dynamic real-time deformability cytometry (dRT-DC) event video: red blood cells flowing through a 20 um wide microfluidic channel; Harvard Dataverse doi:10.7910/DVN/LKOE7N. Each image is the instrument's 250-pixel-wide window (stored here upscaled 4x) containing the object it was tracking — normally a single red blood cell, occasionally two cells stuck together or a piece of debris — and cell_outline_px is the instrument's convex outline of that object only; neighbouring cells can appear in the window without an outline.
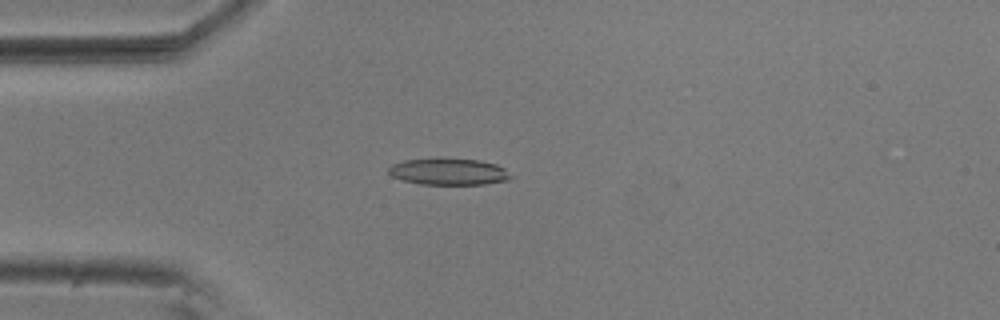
{"species": "common noctule bat (a hibernating species)", "species_latin": "Nyctalus noctula", "temperature_condition": "room temperature", "stored_images_in_passage": 53, "camera_frame_rate_fps": 3000, "um_per_image_px": 0.085, "animal": {"sex": "male", "body_mass_g": 20.5, "forearm_length_mm": 52.5}, "frame": {"image": 1, "passage_image": 13, "time_ms": 4.0, "image_size_px": [1000, 320], "cell_outline_px": [[512, 176], [508, 180], [484, 184], [420, 184], [404, 180], [392, 176], [388, 172], [388, 168], [392, 164], [404, 160], [444, 156], [480, 160], [496, 164], [504, 168]], "centroid_in_image_um": [38.12, 14.55], "position_along_channel_um": 46.9, "area_um2": 19.42}}
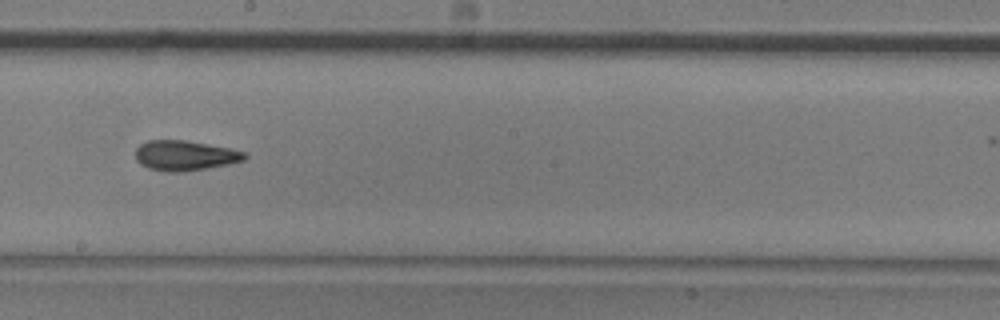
{"frame": {"image": 2, "passage_image": 29, "time_ms": 9.333, "image_size_px": [1000, 320], "cell_outline_px": [[248, 156], [244, 160], [228, 164], [184, 172], [164, 172], [148, 168], [140, 164], [136, 160], [136, 148], [140, 144], [148, 140], [184, 140], [232, 148], [248, 152]], "centroid_in_image_um": [15.73, 13.22], "position_along_channel_um": 232.5, "area_um2": 19.36}}
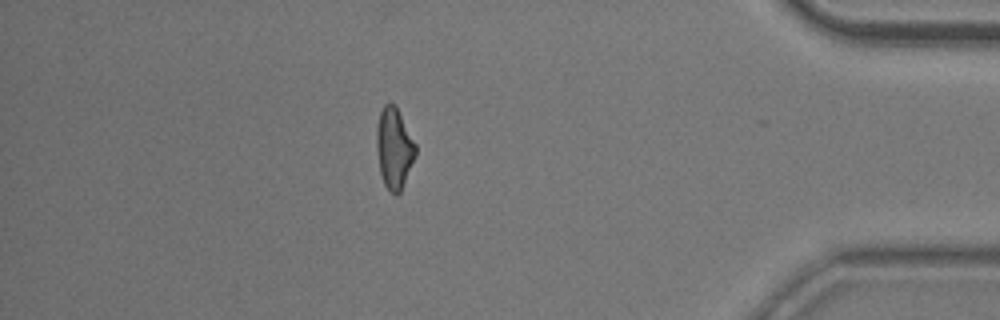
{"frame": {"image": 3, "passage_image": 46, "time_ms": 15.0, "image_size_px": [1000, 320], "cell_outline_px": [[416, 156], [400, 192], [396, 196], [384, 184], [380, 172], [376, 148], [376, 128], [380, 112], [384, 104], [396, 104], [416, 144]], "centroid_in_image_um": [33.5, 12.57], "position_along_channel_um": 401.7, "area_um2": 18.44}, "authors_computed_cell_mechanics": {"area_um2": 18.785, "velocity_mm_per_s": 3.7186, "shape_relaxation_time_tau1_ms": 5.1397, "shape_relaxation_time_tau2_ms": 2.776, "deformation_change_tau1": 0.1639, "deformation_change_tau2": 0.1116}}